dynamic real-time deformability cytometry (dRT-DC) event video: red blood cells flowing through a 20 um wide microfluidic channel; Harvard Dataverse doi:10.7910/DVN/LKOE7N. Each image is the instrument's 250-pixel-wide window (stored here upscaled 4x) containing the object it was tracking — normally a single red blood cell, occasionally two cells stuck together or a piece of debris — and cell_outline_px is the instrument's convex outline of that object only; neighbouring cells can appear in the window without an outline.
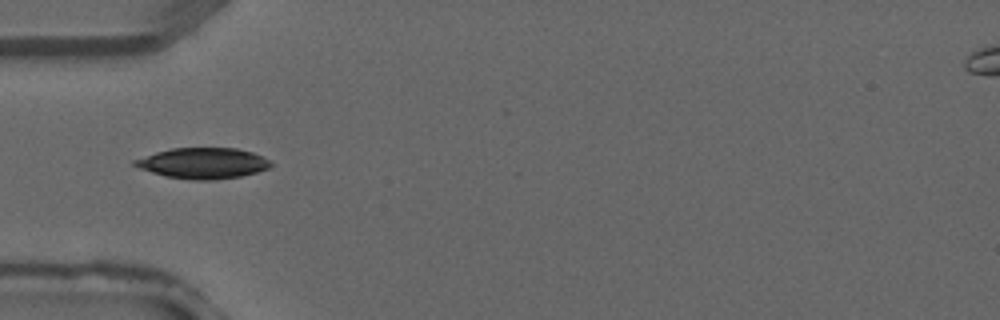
{"species": "common noctule bat (a hibernating species)", "species_latin": "Nyctalus noctula", "temperature_condition": "warm", "stored_images_in_passage": 1, "camera_frame_rate_fps": 3000, "um_per_image_px": 0.085, "animal": {"sex": "male", "forearm_length_mm": 52.5}, "frame": {"image": 1, "passage_image": 1, "time_ms": 0.0, "image_size_px": [1000, 320], "cell_outline_px": [[272, 164], [268, 168], [256, 172], [240, 176], [212, 180], [192, 180], [168, 176], [152, 172], [140, 168], [132, 164], [132, 160], [156, 152], [172, 148], [236, 148], [252, 152], [264, 156], [272, 160]], "centroid_in_image_um": [17.28, 13.86], "position_along_channel_um": 67.7, "area_um2": 24.33}}